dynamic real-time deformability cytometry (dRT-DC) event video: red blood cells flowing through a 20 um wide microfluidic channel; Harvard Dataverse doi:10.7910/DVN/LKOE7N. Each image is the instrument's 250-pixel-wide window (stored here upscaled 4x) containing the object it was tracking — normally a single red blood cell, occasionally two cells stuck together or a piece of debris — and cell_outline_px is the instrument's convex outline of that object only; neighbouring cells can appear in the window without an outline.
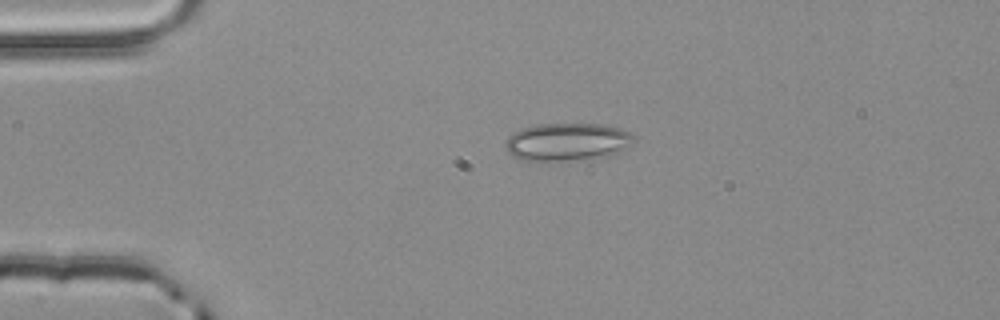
{"species": "common noctule bat (a hibernating species)", "species_latin": "Nyctalus noctula", "temperature_condition": "room temperature", "stored_images_in_passage": 1, "camera_frame_rate_fps": 3000, "um_per_image_px": 0.085, "animal": {"sex": "male", "body_mass_g": 20.4}, "frame": {"image": 1, "passage_image": 1, "time_ms": 0.0, "image_size_px": [1000, 320], "cell_outline_px": [[632, 136], [628, 144], [616, 156], [588, 160], [524, 160], [512, 156], [508, 152], [504, 144], [508, 136], [512, 132], [524, 128], [540, 124], [604, 124], [620, 128], [628, 132]], "centroid_in_image_um": [48.2, 12.07], "position_along_channel_um": 36.8, "area_um2": 28.38}}